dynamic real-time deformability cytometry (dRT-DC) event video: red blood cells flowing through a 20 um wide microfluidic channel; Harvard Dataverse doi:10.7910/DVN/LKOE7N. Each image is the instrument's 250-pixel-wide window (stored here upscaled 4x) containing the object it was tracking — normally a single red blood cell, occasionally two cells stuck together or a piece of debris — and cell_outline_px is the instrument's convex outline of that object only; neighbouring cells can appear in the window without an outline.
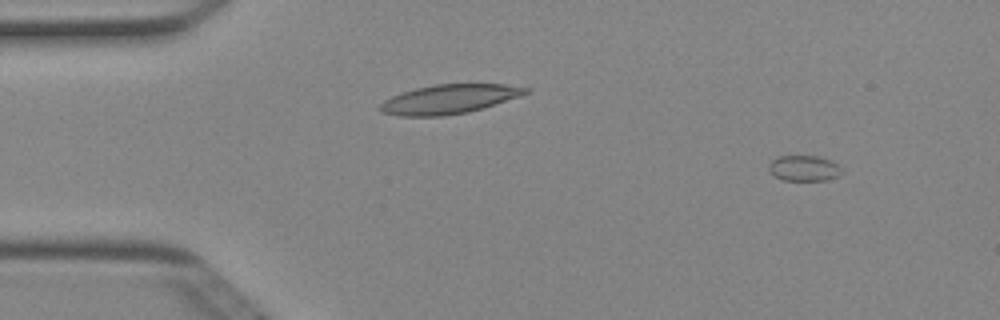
{"species": "Egyptian fruit bat (a non-hibernating species)", "species_latin": "Rousettus aegyptiacus", "temperature_condition": "cold", "stored_images_in_passage": 49, "camera_frame_rate_fps": 3000, "um_per_image_px": 0.085, "animal": {"sex": "female"}, "frame": {"image": 1, "passage_image": 4, "time_ms": 1.0, "image_size_px": [1000, 320], "cell_outline_px": [[844, 172], [828, 180], [784, 180], [768, 172], [768, 164], [772, 160], [780, 156], [816, 156], [832, 160]], "centroid_in_image_um": [68.32, 14.3], "position_along_channel_um": 16.7, "area_um2": 10.87}}
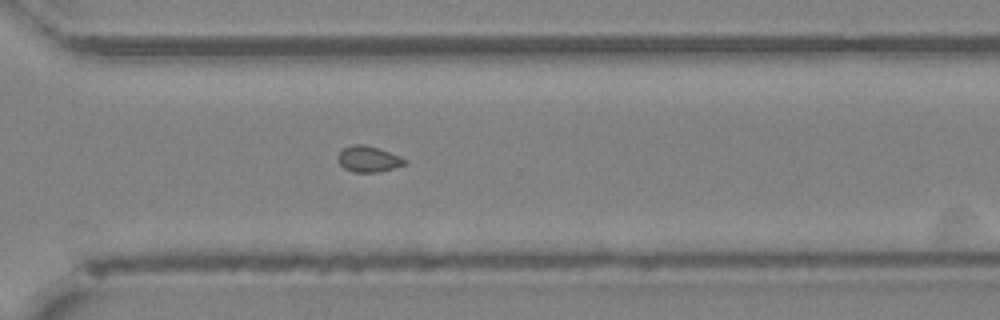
{"frame": {"image": 2, "passage_image": 35, "time_ms": 11.333, "image_size_px": [1000, 320], "cell_outline_px": [[408, 164], [380, 172], [352, 172], [344, 168], [336, 160], [336, 156], [344, 148], [352, 144], [364, 144], [400, 156], [408, 160]], "centroid_in_image_um": [31.32, 13.53], "position_along_channel_um": 339.3, "area_um2": 10.23}}
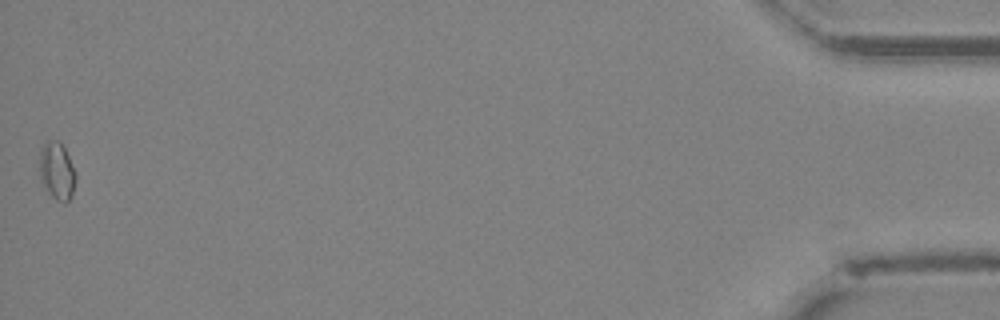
{"frame": {"image": 3, "passage_image": 49, "time_ms": 16.0, "image_size_px": [1000, 320], "cell_outline_px": [[76, 180], [72, 196], [64, 204], [56, 200], [44, 188], [40, 176], [40, 148], [48, 140], [60, 140], [68, 156], [76, 176]], "centroid_in_image_um": [4.83, 14.55], "position_along_channel_um": 430.4, "area_um2": 12.14}, "authors_computed_cell_mechanics": {"area_um2": 10.1728, "velocity_mm_per_s": 4.0375, "shape_relaxation_time_tau1_ms": null, "shape_relaxation_time_tau2_ms": 2.7496, "deformation_change_tau1": null, "deformation_change_tau2": 0.0455}}